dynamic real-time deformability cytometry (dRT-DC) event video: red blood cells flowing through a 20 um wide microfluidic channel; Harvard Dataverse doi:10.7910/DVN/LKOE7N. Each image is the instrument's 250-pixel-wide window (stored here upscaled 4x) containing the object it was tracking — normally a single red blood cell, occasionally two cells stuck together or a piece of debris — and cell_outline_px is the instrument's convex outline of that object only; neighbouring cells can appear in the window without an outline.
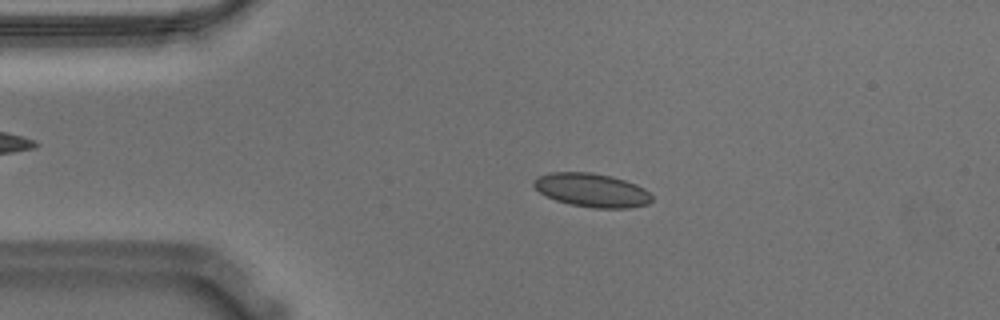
{"species": "Egyptian fruit bat (a non-hibernating species)", "species_latin": "Rousettus aegyptiacus", "temperature_condition": "warm", "stored_images_in_passage": 55, "camera_frame_rate_fps": 3000, "um_per_image_px": 0.085, "animal": {"sex": "male"}, "frame": {"image": 1, "passage_image": 11, "time_ms": 3.333, "image_size_px": [1000, 320], "cell_outline_px": [[652, 200], [648, 204], [628, 208], [592, 208], [572, 204], [556, 200], [540, 192], [532, 184], [532, 180], [536, 176], [552, 172], [592, 172], [612, 176], [636, 184], [644, 188], [652, 196]], "centroid_in_image_um": [50.3, 16.15], "position_along_channel_um": 34.7, "area_um2": 23.18}}
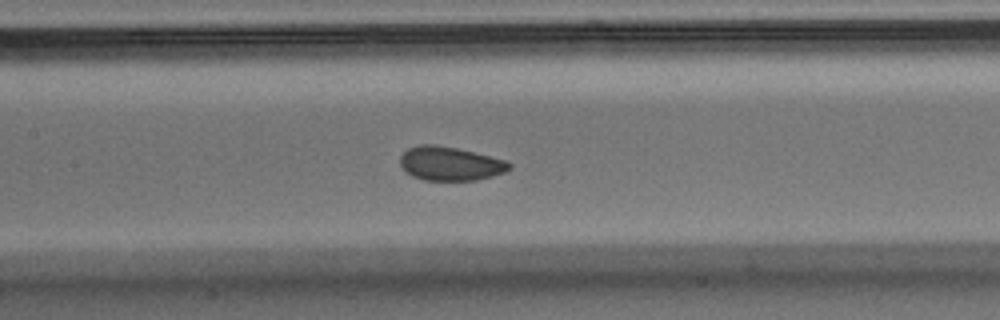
{"frame": {"image": 2, "passage_image": 25, "time_ms": 8.0, "image_size_px": [1000, 320], "cell_outline_px": [[512, 168], [504, 172], [492, 176], [476, 180], [424, 180], [412, 176], [400, 164], [400, 156], [408, 148], [420, 144], [436, 144], [456, 148], [504, 160], [512, 164]], "centroid_in_image_um": [38.25, 13.9], "position_along_channel_um": 169.2, "area_um2": 21.33}}
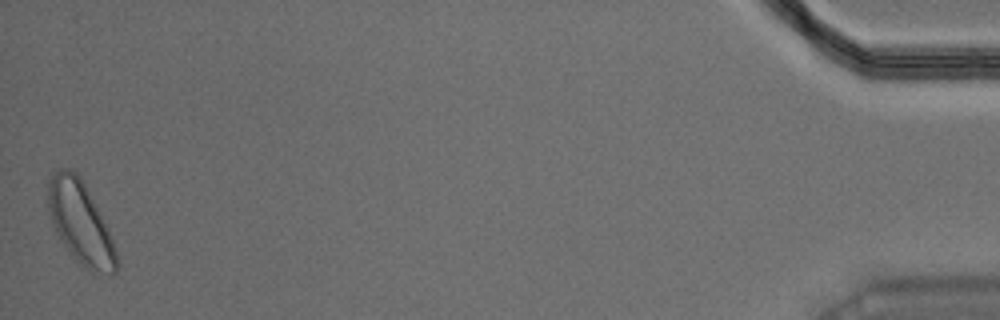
{"frame": {"image": 3, "passage_image": 55, "time_ms": 18.0, "image_size_px": [1000, 320], "cell_outline_px": [[120, 264], [116, 272], [112, 276], [92, 272], [84, 268], [72, 256], [56, 232], [48, 212], [48, 180], [52, 172], [60, 168], [72, 168], [80, 176], [96, 204], [108, 228]], "centroid_in_image_um": [6.85, 18.95], "position_along_channel_um": 428.3, "area_um2": 33.18}, "authors_computed_cell_mechanics": {"area_um2": 22.542, "velocity_mm_per_s": 3.5628, "shape_relaxation_time_tau1_ms": 2.7116, "shape_relaxation_time_tau2_ms": 4.9179, "deformation_change_tau1": 0.0564, "deformation_change_tau2": 0.0843}}